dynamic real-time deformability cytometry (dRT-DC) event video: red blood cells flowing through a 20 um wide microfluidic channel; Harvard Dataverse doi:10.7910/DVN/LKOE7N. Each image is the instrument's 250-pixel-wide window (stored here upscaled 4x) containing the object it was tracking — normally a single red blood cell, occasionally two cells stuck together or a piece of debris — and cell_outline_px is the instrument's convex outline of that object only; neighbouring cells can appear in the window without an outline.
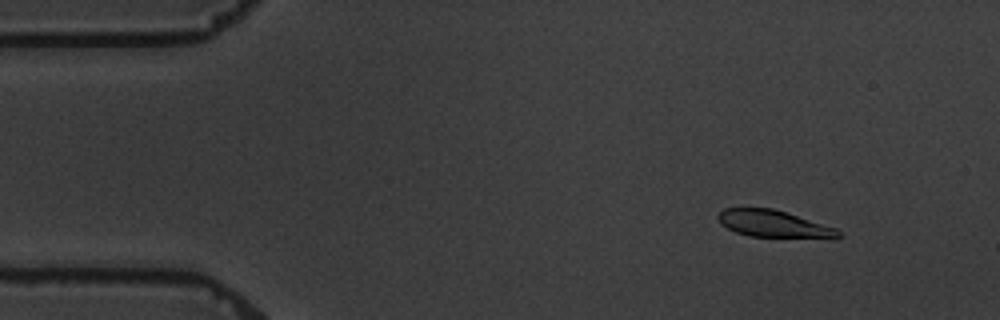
{"species": "common noctule bat (a hibernating species)", "species_latin": "Nyctalus noctula", "temperature_condition": "warm", "stored_images_in_passage": 6, "camera_frame_rate_fps": 3000, "um_per_image_px": 0.085, "animal": {"sex": "male", "body_mass_g": 19.5, "forearm_length_mm": 54.6}, "frame": {"image": 1, "passage_image": 2, "time_ms": 1.0, "image_size_px": [1000, 320], "cell_outline_px": [[840, 236], [836, 240], [832, 240], [748, 236], [736, 232], [720, 224], [716, 216], [724, 208], [772, 208], [836, 228], [840, 232]], "centroid_in_image_um": [65.82, 19.07], "position_along_channel_um": 19.2, "area_um2": 19.42}}
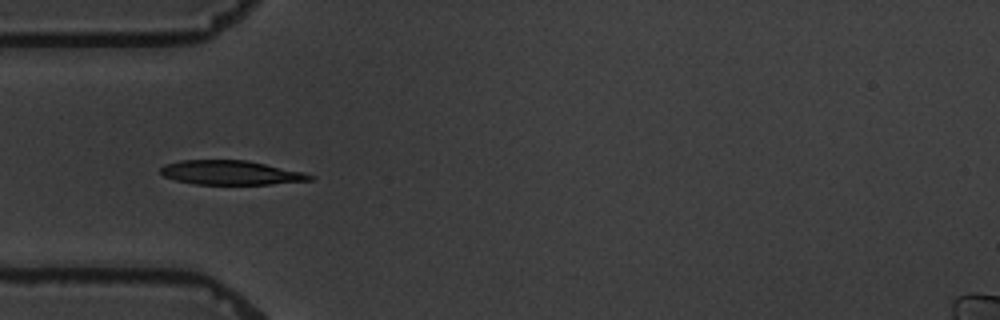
{"frame": {"image": 2, "passage_image": 5, "time_ms": 4.667, "image_size_px": [1000, 320], "cell_outline_px": [[316, 176], [312, 180], [268, 184], [192, 184], [176, 180], [164, 176], [160, 172], [160, 168], [164, 164], [180, 160], [248, 160], [304, 172]], "centroid_in_image_um": [19.61, 14.67], "position_along_channel_um": 65.4, "area_um2": 21.15}}
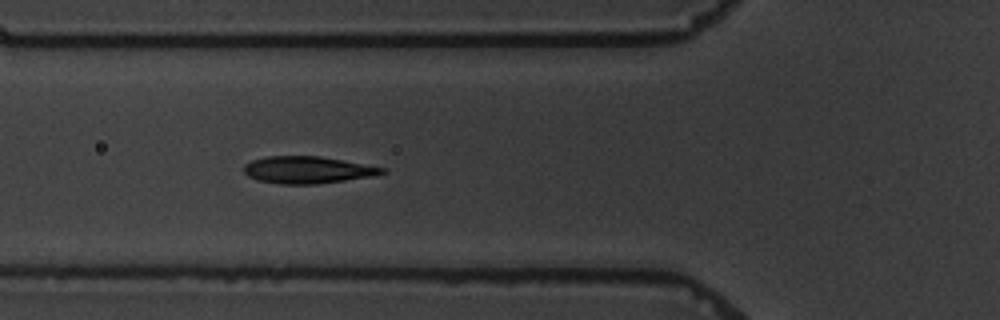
{"frame": {"image": 3, "passage_image": 6, "time_ms": 5.667, "image_size_px": [1000, 320], "cell_outline_px": [[388, 172], [376, 176], [316, 184], [280, 184], [256, 180], [248, 176], [244, 172], [244, 164], [252, 160], [268, 156], [320, 156], [388, 168]], "centroid_in_image_um": [26.19, 14.44], "position_along_channel_um": 99.6, "area_um2": 22.02}}